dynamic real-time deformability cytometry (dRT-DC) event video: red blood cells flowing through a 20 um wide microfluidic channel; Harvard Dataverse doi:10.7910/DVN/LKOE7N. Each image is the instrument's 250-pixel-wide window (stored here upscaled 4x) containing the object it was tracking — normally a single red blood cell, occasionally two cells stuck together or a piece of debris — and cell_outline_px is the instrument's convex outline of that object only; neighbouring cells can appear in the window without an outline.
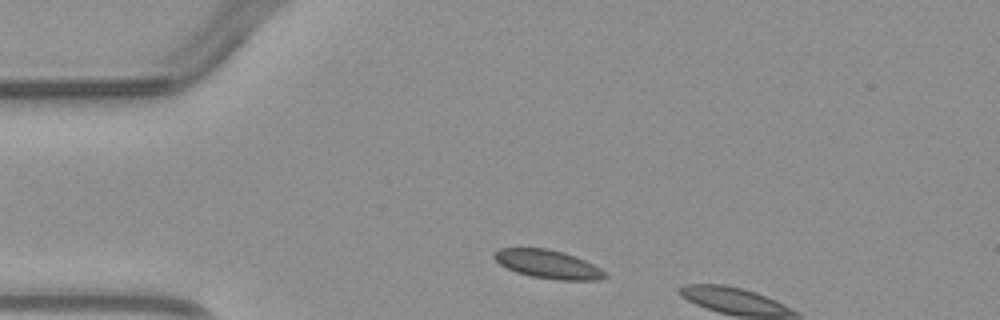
{"species": "common noctule bat (a hibernating species)", "species_latin": "Nyctalus noctula", "temperature_condition": "warm", "stored_images_in_passage": 2, "camera_frame_rate_fps": 3000, "um_per_image_px": 0.085, "animal": {"sex": "male", "body_mass_g": 23.1, "forearm_length_mm": 52.7}, "frame": {"image": 1, "passage_image": 1, "time_ms": 0.0, "image_size_px": [1000, 320], "cell_outline_px": [[608, 276], [600, 280], [556, 280], [532, 276], [516, 272], [500, 264], [492, 256], [500, 248], [548, 248], [564, 252], [576, 256], [608, 272]], "centroid_in_image_um": [46.62, 22.46], "position_along_channel_um": 38.4, "area_um2": 18.44}}